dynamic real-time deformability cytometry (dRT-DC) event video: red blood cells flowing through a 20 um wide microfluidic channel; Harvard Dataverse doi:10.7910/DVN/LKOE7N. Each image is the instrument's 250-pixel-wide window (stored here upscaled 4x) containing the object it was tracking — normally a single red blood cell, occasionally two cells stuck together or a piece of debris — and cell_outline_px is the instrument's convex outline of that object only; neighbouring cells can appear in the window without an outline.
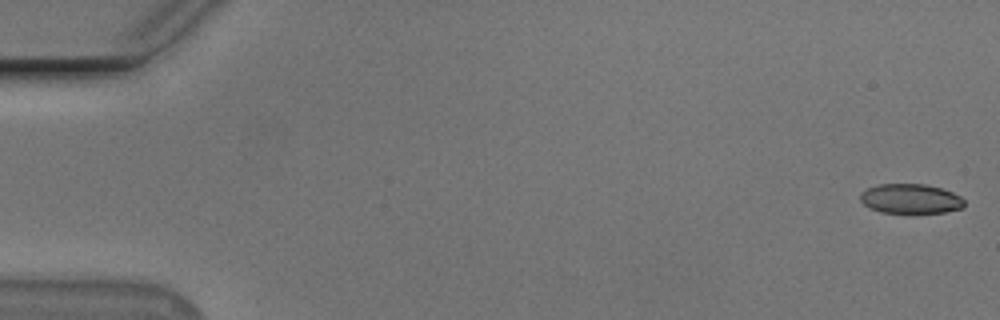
{"species": "Egyptian fruit bat (a non-hibernating species)", "species_latin": "Rousettus aegyptiacus", "temperature_condition": "cold", "stored_images_in_passage": 13, "camera_frame_rate_fps": 3000, "um_per_image_px": 0.085, "animal": {"sex": "male"}, "frame": {"image": 1, "passage_image": 1, "time_ms": 0.0, "image_size_px": [1000, 320], "cell_outline_px": [[964, 208], [944, 212], [880, 212], [864, 204], [860, 200], [860, 192], [876, 184], [924, 184], [940, 188], [952, 192], [960, 196], [964, 200]], "centroid_in_image_um": [77.39, 16.88], "position_along_channel_um": 7.6, "area_um2": 17.8}}